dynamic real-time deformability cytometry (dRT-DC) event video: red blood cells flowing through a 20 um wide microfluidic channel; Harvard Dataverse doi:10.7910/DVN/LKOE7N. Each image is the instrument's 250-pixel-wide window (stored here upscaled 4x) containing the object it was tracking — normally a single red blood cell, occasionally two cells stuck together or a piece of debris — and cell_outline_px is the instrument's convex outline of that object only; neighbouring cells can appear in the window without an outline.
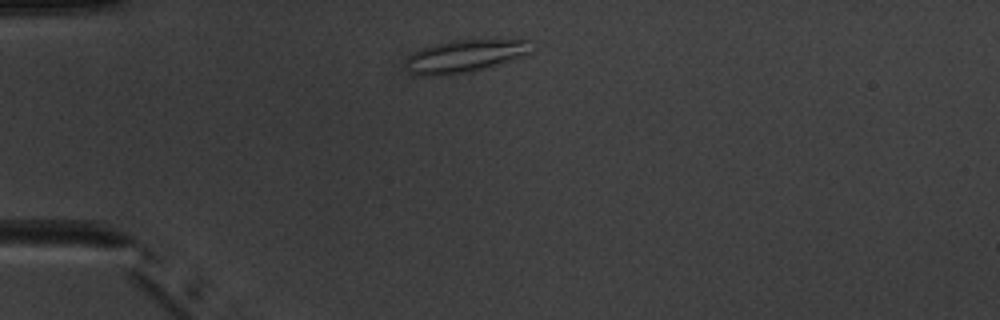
{"species": "common noctule bat (a hibernating species)", "species_latin": "Nyctalus noctula", "temperature_condition": "warm", "stored_images_in_passage": 6, "camera_frame_rate_fps": 3000, "um_per_image_px": 0.085, "animal": {"sex": "male", "body_mass_g": 20.1, "forearm_length_mm": 53.5}, "frame": {"image": 1, "passage_image": 1, "time_ms": 0.0, "image_size_px": [1000, 320], "cell_outline_px": [[532, 52], [524, 56], [488, 68], [472, 72], [452, 76], [420, 76], [408, 72], [404, 68], [404, 60], [412, 52], [420, 48], [432, 44], [452, 40], [532, 40]], "centroid_in_image_um": [39.45, 4.8], "position_along_channel_um": 45.5, "area_um2": 24.74}}
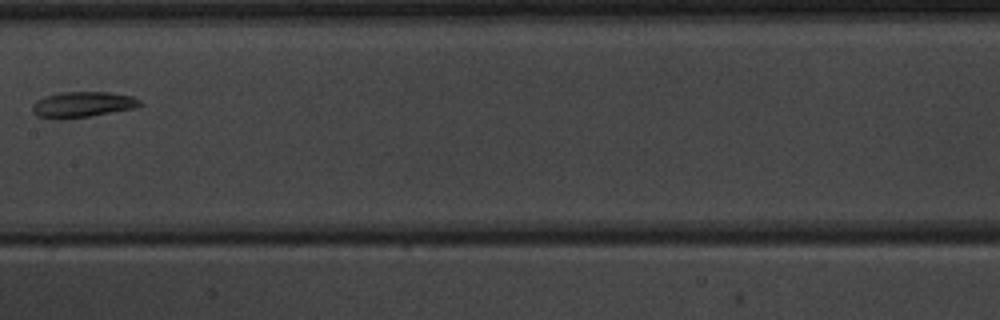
{"frame": {"image": 2, "passage_image": 5, "time_ms": 4.667, "image_size_px": [1000, 320], "cell_outline_px": [[144, 104], [136, 108], [88, 116], [60, 120], [52, 120], [36, 116], [32, 112], [32, 104], [36, 100], [44, 96], [64, 92], [108, 92], [132, 96], [140, 100]], "centroid_in_image_um": [6.97, 8.9], "position_along_channel_um": 200.4, "area_um2": 16.36}}
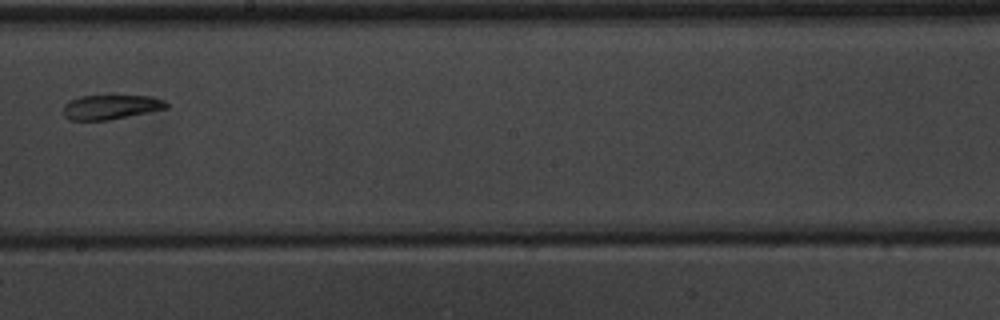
{"frame": {"image": 3, "passage_image": 6, "time_ms": 5.667, "image_size_px": [1000, 320], "cell_outline_px": [[168, 108], [108, 120], [68, 120], [64, 116], [64, 104], [68, 100], [80, 96], [152, 96], [164, 100], [168, 104]], "centroid_in_image_um": [9.4, 9.1], "position_along_channel_um": 238.8, "area_um2": 14.68}}